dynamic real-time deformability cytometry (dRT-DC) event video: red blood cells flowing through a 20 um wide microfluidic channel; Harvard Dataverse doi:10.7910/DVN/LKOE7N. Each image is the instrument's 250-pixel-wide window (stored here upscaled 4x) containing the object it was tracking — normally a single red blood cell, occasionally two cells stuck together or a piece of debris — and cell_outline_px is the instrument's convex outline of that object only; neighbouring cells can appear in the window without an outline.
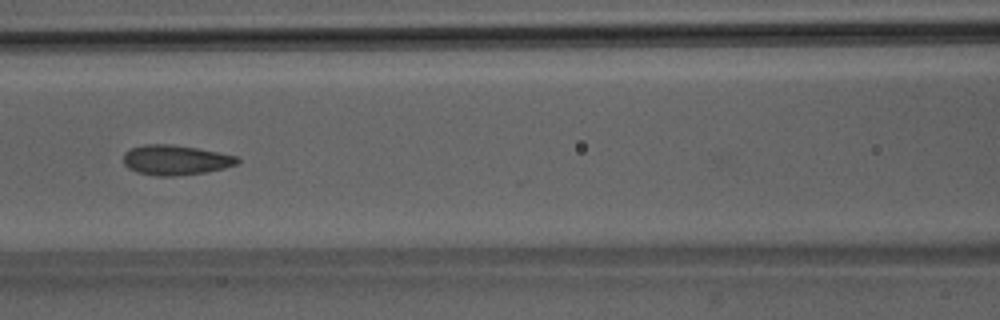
{"species": "Egyptian fruit bat (a non-hibernating species)", "species_latin": "Rousettus aegyptiacus", "temperature_condition": "room temperature", "stored_images_in_passage": 8, "camera_frame_rate_fps": 3000, "um_per_image_px": 0.085, "animal": {"sex": "male"}, "frame": {"image": 1, "passage_image": 8, "time_ms": 8.667, "image_size_px": [1000, 320], "cell_outline_px": [[240, 160], [236, 164], [224, 168], [204, 172], [176, 176], [156, 176], [136, 172], [128, 168], [124, 164], [124, 152], [132, 148], [144, 144], [168, 144], [196, 148], [236, 156]], "centroid_in_image_um": [14.88, 13.61], "position_along_channel_um": 151.7, "area_um2": 19.71}}